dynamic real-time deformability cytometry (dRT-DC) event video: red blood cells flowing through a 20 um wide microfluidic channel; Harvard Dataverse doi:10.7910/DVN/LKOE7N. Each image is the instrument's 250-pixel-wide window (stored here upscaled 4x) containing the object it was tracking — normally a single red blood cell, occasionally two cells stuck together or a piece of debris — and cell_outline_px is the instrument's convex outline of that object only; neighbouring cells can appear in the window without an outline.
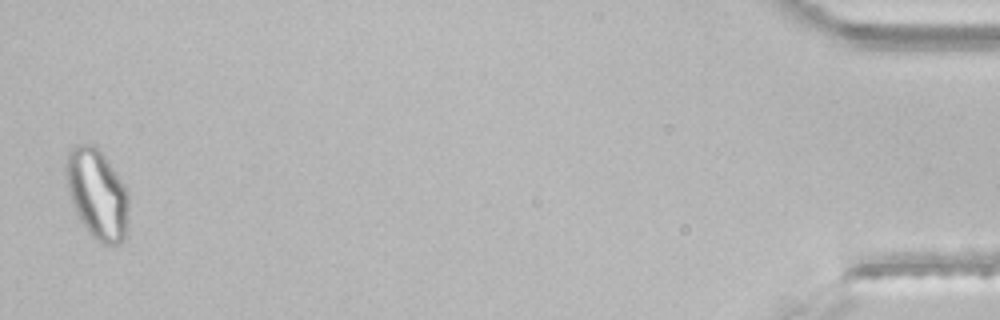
{"species": "common noctule bat (a hibernating species)", "species_latin": "Nyctalus noctula", "temperature_condition": "room temperature", "stored_images_in_passage": 42, "segment_of_instrument_passage": [2, 2], "camera_frame_rate_fps": 3000, "um_per_image_px": 0.085, "animal": {"sex": "male", "body_mass_g": 21.5, "forearm_length_mm": 52.0}, "frame": {"image": 1, "passage_image": 42, "time_ms": 13.667, "image_size_px": [1000, 320], "cell_outline_px": [[128, 228], [124, 240], [120, 244], [100, 244], [88, 232], [80, 220], [72, 204], [68, 192], [64, 176], [64, 168], [68, 152], [76, 144], [96, 144], [128, 188]], "centroid_in_image_um": [8.26, 16.48], "position_along_channel_um": 426.9, "area_um2": 33.64}}